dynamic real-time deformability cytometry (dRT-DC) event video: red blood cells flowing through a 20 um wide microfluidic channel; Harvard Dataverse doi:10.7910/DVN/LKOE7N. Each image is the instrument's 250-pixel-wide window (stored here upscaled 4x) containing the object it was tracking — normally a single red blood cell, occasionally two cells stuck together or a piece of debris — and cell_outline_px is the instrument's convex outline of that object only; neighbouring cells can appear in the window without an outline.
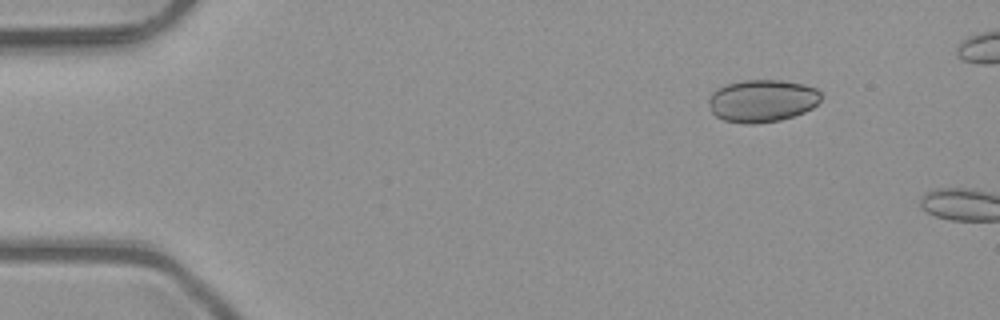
{"species": "common noctule bat (a hibernating species)", "species_latin": "Nyctalus noctula", "temperature_condition": "room temperature", "stored_images_in_passage": 5, "camera_frame_rate_fps": 3000, "um_per_image_px": 0.085, "animal": {"sex": "male", "body_mass_g": 23.1, "forearm_length_mm": 52.7}, "frame": {"image": 1, "passage_image": 5, "time_ms": 1.333, "image_size_px": [1000, 320], "cell_outline_px": [[820, 100], [812, 108], [804, 112], [780, 120], [756, 124], [748, 124], [724, 120], [716, 116], [712, 112], [708, 100], [708, 96], [716, 88], [728, 84], [744, 80], [780, 80], [804, 84], [816, 88], [820, 92]], "centroid_in_image_um": [64.77, 8.56], "position_along_channel_um": 20.2, "area_um2": 27.8}}